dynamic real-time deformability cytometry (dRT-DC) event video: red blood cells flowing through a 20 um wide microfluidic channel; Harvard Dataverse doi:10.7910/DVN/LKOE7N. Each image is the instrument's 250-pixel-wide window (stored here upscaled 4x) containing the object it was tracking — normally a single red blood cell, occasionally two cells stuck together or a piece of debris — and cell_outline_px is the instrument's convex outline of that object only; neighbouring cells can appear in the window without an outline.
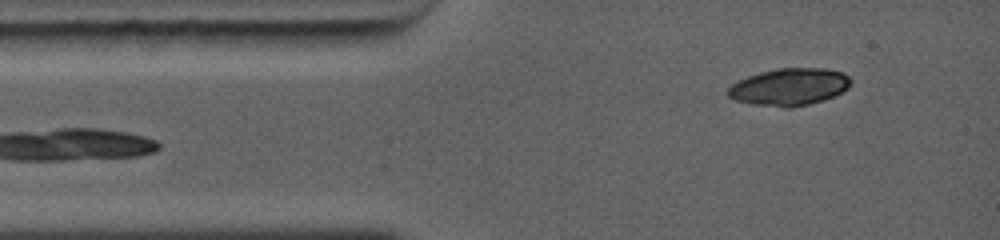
{"species": "common noctule bat (a hibernating species)", "species_latin": "Nyctalus noctula", "temperature_condition": "warm", "stored_images_in_passage": 3, "camera_frame_rate_fps": 5000, "um_per_image_px": 0.085, "animal": {"sex": "female", "body_mass_g": 19.0, "forearm_length_mm": 56.7}, "frame": {"image": 1, "passage_image": 1, "time_ms": 0.0, "image_size_px": [1000, 240], "cell_outline_px": [[852, 80], [848, 88], [832, 96], [808, 104], [788, 108], [784, 108], [752, 104], [736, 100], [728, 96], [728, 88], [736, 80], [760, 72], [776, 68], [828, 68], [840, 72], [848, 76]], "centroid_in_image_um": [67.06, 7.37], "position_along_channel_um": 17.9, "area_um2": 26.53}}